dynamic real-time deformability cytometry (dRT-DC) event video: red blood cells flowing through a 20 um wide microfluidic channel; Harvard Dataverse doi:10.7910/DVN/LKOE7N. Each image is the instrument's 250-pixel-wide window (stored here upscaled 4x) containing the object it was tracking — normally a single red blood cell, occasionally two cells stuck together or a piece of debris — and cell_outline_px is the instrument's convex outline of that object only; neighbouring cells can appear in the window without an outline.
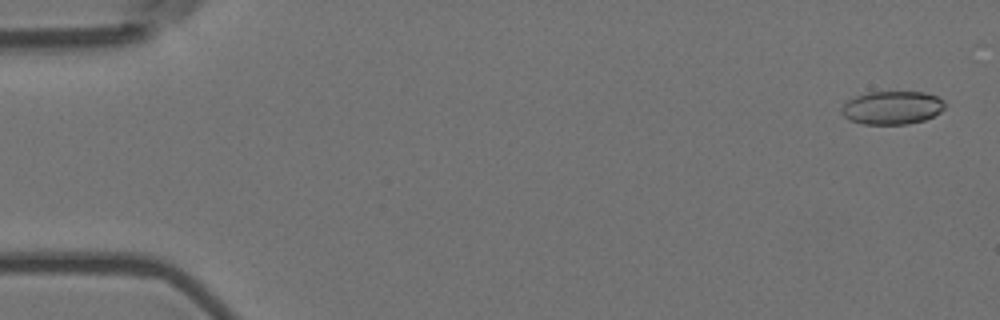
{"species": "Egyptian fruit bat (a non-hibernating species)", "species_latin": "Rousettus aegyptiacus", "temperature_condition": "room temperature", "stored_images_in_passage": 6, "camera_frame_rate_fps": 3000, "um_per_image_px": 0.085, "animal": {"sex": "female"}, "frame": {"image": 1, "passage_image": 1, "time_ms": 0.0, "image_size_px": [1000, 320], "cell_outline_px": [[944, 108], [940, 112], [924, 120], [908, 124], [860, 124], [848, 120], [840, 112], [840, 108], [848, 100], [856, 96], [868, 92], [924, 92], [936, 96], [944, 100]], "centroid_in_image_um": [75.8, 9.16], "position_along_channel_um": 9.2, "area_um2": 20.11}}
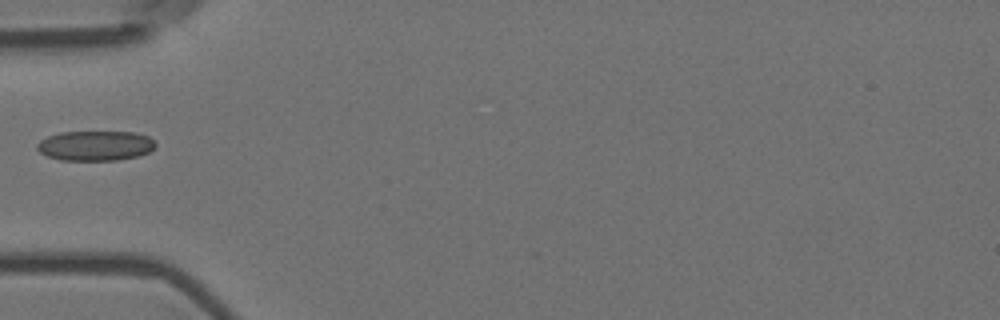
{"frame": {"image": 2, "passage_image": 5, "time_ms": 1.333, "image_size_px": [1000, 320], "cell_outline_px": [[156, 144], [148, 152], [136, 156], [116, 160], [60, 160], [48, 156], [40, 152], [36, 148], [36, 144], [40, 140], [48, 136], [60, 132], [136, 132], [148, 136]], "centroid_in_image_um": [8.07, 12.38], "position_along_channel_um": 76.9, "area_um2": 20.52}}
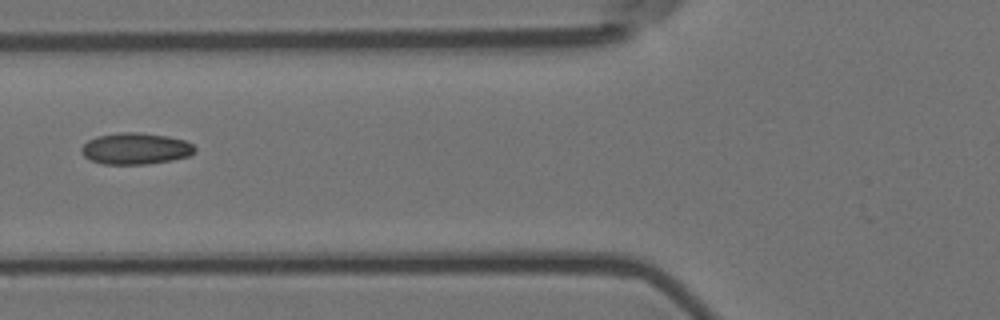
{"frame": {"image": 3, "passage_image": 6, "time_ms": 1.667, "image_size_px": [1000, 320], "cell_outline_px": [[196, 152], [188, 156], [172, 160], [148, 164], [104, 164], [92, 160], [84, 156], [80, 152], [80, 148], [88, 140], [96, 136], [120, 132], [140, 132], [168, 136], [184, 140], [192, 144], [196, 148]], "centroid_in_image_um": [11.52, 12.62], "position_along_channel_um": 114.3, "area_um2": 20.92}}